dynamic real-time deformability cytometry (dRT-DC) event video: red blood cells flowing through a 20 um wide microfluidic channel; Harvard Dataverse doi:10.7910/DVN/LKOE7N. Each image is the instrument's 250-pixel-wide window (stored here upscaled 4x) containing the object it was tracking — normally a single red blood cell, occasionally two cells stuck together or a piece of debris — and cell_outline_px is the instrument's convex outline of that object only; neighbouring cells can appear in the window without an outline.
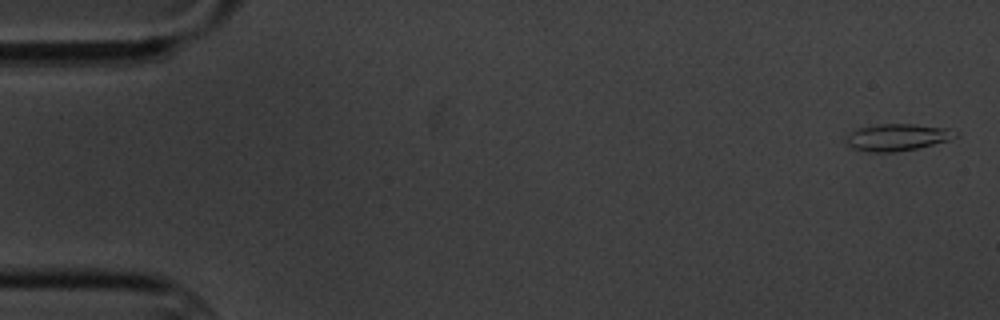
{"species": "common noctule bat (a hibernating species)", "species_latin": "Nyctalus noctula", "temperature_condition": "cold", "stored_images_in_passage": 5, "camera_frame_rate_fps": 3000, "um_per_image_px": 0.085, "animal": {"sex": "male", "body_mass_g": 20.1, "forearm_length_mm": 53.5}, "frame": {"image": 1, "passage_image": 1, "time_ms": 0.0, "image_size_px": [1000, 320], "cell_outline_px": [[956, 136], [948, 140], [916, 148], [896, 152], [872, 152], [852, 148], [844, 140], [852, 132], [860, 128], [880, 124], [912, 124], [948, 128], [956, 132]], "centroid_in_image_um": [76.26, 11.67], "position_along_channel_um": 8.7, "area_um2": 16.76}}